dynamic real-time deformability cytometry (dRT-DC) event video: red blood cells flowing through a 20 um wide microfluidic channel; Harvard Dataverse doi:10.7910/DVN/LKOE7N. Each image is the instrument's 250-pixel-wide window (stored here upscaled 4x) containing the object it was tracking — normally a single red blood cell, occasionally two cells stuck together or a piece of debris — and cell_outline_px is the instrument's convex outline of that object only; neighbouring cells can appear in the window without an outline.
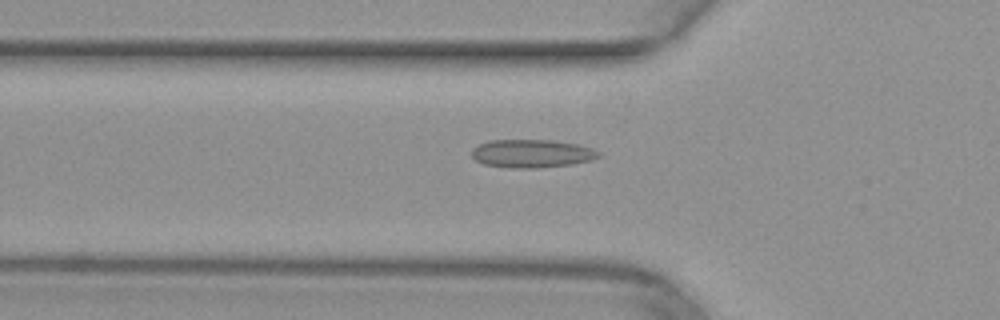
{"species": "common noctule bat (a hibernating species)", "species_latin": "Nyctalus noctula", "temperature_condition": "warm", "stored_images_in_passage": 31, "camera_frame_rate_fps": 3000, "um_per_image_px": 0.085, "animal": {"sex": "female", "body_mass_g": 29.2, "forearm_length_mm": 56.3}, "frame": {"image": 1, "passage_image": 2, "time_ms": 0.333, "image_size_px": [1000, 320], "cell_outline_px": [[600, 156], [592, 160], [572, 164], [536, 168], [512, 168], [484, 164], [476, 160], [472, 156], [472, 148], [488, 140], [552, 140], [576, 144], [592, 148], [600, 152]], "centroid_in_image_um": [45.21, 13.05], "position_along_channel_um": 80.6, "area_um2": 20.81}}
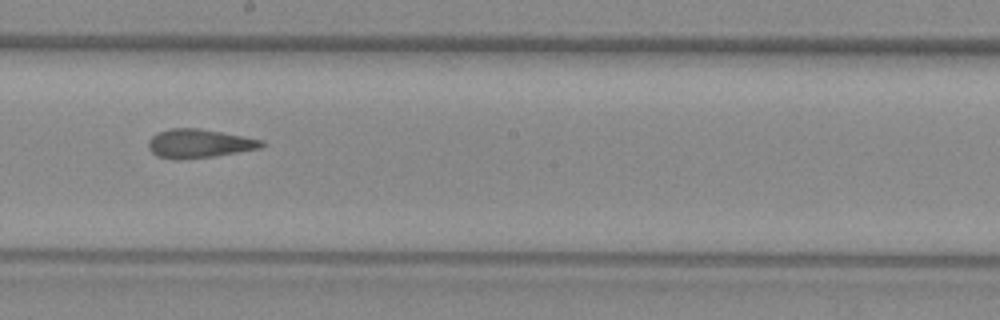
{"frame": {"image": 2, "passage_image": 13, "time_ms": 4.0, "image_size_px": [1000, 320], "cell_outline_px": [[264, 144], [260, 148], [212, 156], [176, 160], [172, 160], [156, 156], [148, 148], [148, 140], [156, 132], [172, 128], [200, 128], [244, 136], [264, 140]], "centroid_in_image_um": [16.87, 12.19], "position_along_channel_um": 231.3, "area_um2": 19.02}}
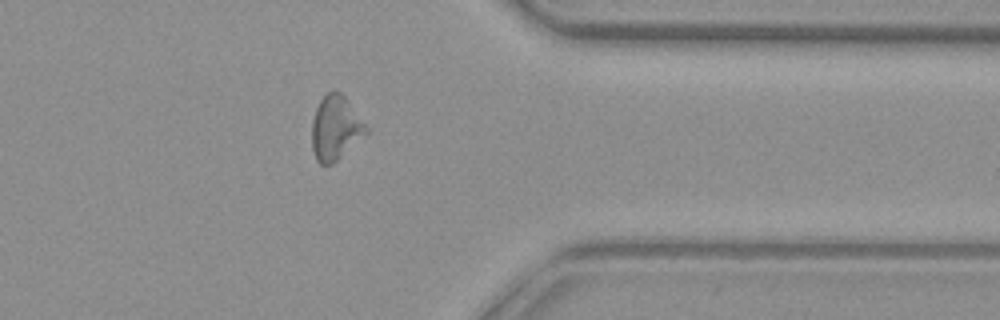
{"frame": {"image": 3, "passage_image": 25, "time_ms": 8.0, "image_size_px": [1000, 320], "cell_outline_px": [[368, 132], [332, 164], [320, 164], [316, 160], [312, 148], [312, 120], [316, 108], [320, 100], [328, 92], [340, 92], [344, 96], [368, 128]], "centroid_in_image_um": [28.49, 10.89], "position_along_channel_um": 382.9, "area_um2": 19.88}}